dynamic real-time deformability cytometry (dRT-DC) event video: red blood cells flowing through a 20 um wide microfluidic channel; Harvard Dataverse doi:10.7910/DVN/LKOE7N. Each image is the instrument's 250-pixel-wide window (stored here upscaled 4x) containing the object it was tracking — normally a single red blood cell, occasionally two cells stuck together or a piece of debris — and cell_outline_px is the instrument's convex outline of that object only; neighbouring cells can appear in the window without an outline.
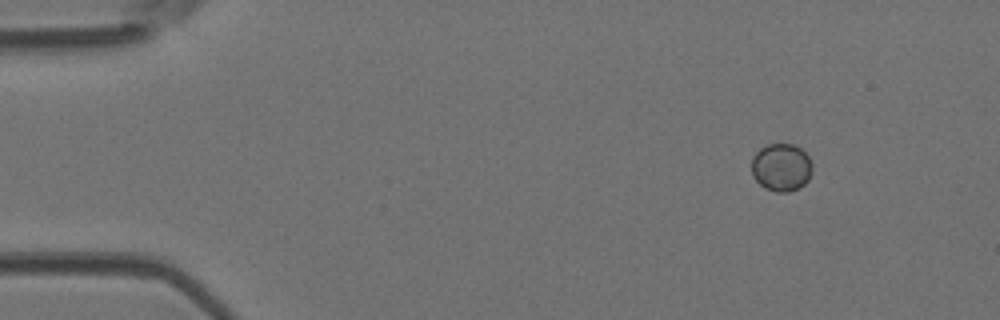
{"species": "Egyptian fruit bat (a non-hibernating species)", "species_latin": "Rousettus aegyptiacus", "temperature_condition": "room temperature", "stored_images_in_passage": 9, "camera_frame_rate_fps": 3000, "um_per_image_px": 0.085, "animal": {"sex": "female"}, "frame": {"image": 1, "passage_image": 1, "time_ms": 0.0, "image_size_px": [1000, 320], "cell_outline_px": [[812, 172], [808, 180], [800, 188], [788, 192], [776, 192], [764, 188], [756, 180], [752, 172], [752, 156], [760, 148], [768, 144], [792, 144], [800, 148], [808, 156], [812, 164]], "centroid_in_image_um": [66.42, 14.23], "position_along_channel_um": 18.6, "area_um2": 16.99}}
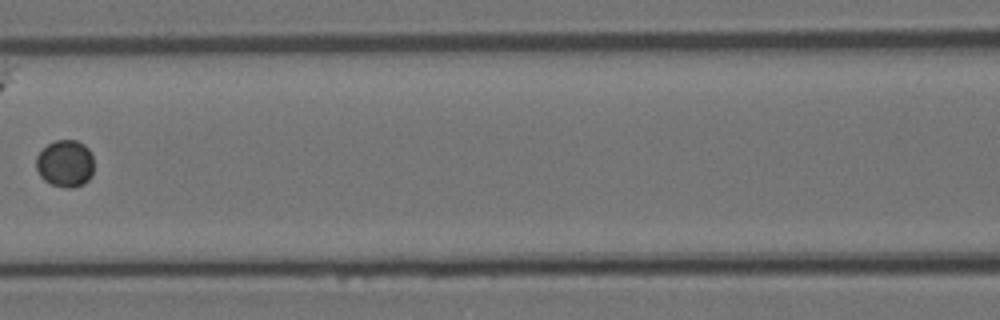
{"frame": {"image": 2, "passage_image": 6, "time_ms": 1.667, "image_size_px": [1000, 320], "cell_outline_px": [[92, 176], [84, 184], [72, 188], [64, 188], [52, 184], [44, 180], [40, 176], [36, 168], [36, 156], [48, 144], [56, 140], [76, 140], [84, 144], [92, 152]], "centroid_in_image_um": [5.54, 13.9], "position_along_channel_um": 161.1, "area_um2": 15.95}}
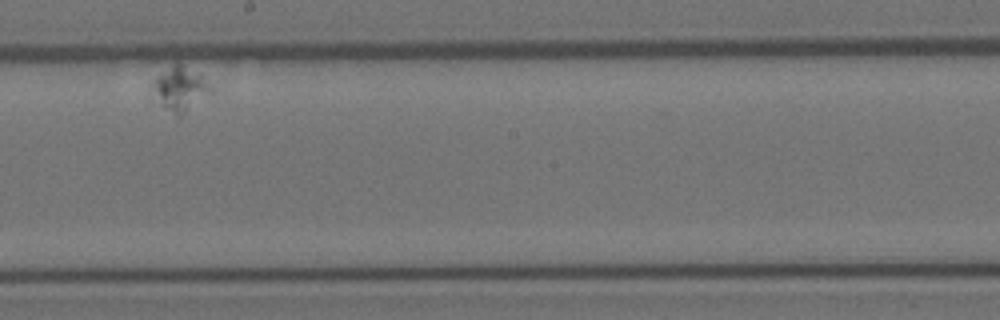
{"frame": {"image": 3, "passage_image": 8, "time_ms": 2.333, "image_size_px": [1000, 320], "cell_outline_px": [[212, 88], [176, 120], [164, 104], [156, 88], [156, 80], [176, 60], [200, 76]], "centroid_in_image_um": [15.35, 7.53], "position_along_channel_um": 232.8, "area_um2": 13.29}}